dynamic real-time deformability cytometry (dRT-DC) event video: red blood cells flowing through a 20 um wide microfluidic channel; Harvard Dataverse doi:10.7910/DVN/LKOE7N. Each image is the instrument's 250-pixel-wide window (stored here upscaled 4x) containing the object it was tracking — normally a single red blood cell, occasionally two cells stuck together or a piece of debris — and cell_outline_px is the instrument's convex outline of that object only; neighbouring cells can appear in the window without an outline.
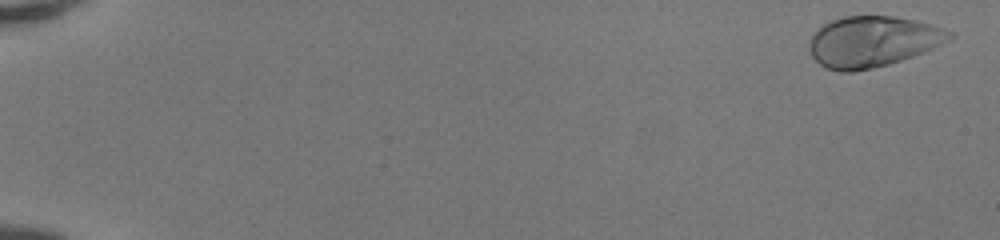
{"species": "human", "species_latin": "Homo sapiens", "temperature_condition": "room temperature", "stored_images_in_passage": 51, "camera_frame_rate_fps": 3000, "um_per_image_px": 0.085, "donor": {"sex": "female"}, "frame": {"image": 1, "passage_image": 2, "time_ms": 0.333, "image_size_px": [1000, 240], "cell_outline_px": [[956, 32], [948, 40], [924, 52], [888, 64], [872, 68], [852, 72], [840, 72], [828, 68], [820, 64], [812, 56], [808, 48], [808, 44], [812, 36], [824, 24], [832, 20], [844, 16], [892, 16], [916, 20]], "centroid_in_image_um": [74.17, 3.53], "position_along_channel_um": 10.8, "area_um2": 41.21}}
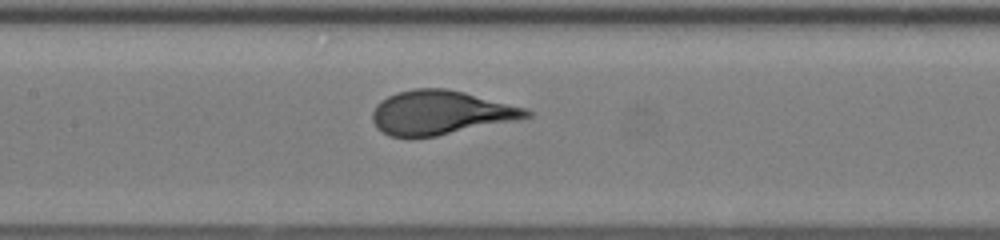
{"frame": {"image": 2, "passage_image": 27, "time_ms": 8.667, "image_size_px": [1000, 240], "cell_outline_px": [[532, 116], [516, 120], [436, 136], [388, 136], [376, 128], [372, 120], [372, 112], [376, 104], [388, 96], [396, 92], [416, 88], [444, 88], [464, 92], [528, 108], [532, 112]], "centroid_in_image_um": [37.44, 9.56], "position_along_channel_um": 170.0, "area_um2": 39.36}}
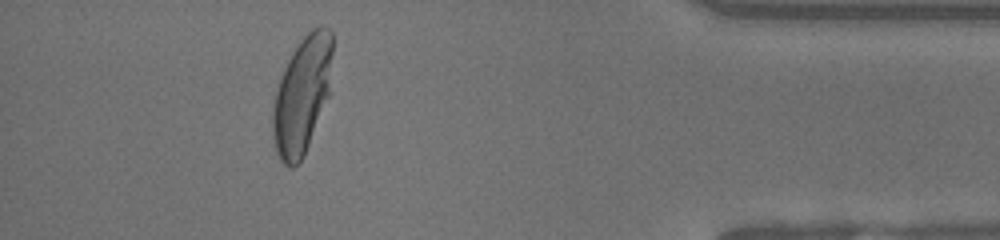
{"frame": {"image": 3, "passage_image": 47, "time_ms": 15.333, "image_size_px": [1000, 240], "cell_outline_px": [[332, 52], [328, 96], [304, 156], [300, 164], [292, 168], [288, 168], [280, 160], [276, 152], [272, 136], [272, 108], [276, 88], [284, 68], [292, 52], [300, 40], [312, 28], [320, 24], [328, 28], [332, 32]], "centroid_in_image_um": [25.65, 8.11], "position_along_channel_um": 409.6, "area_um2": 40.92}, "authors_computed_cell_mechanics": {"area_um2": 39.3618, "velocity_mm_per_s": 4.1525, "shape_relaxation_time_tau1_ms": 3.1078, "shape_relaxation_time_tau2_ms": null, "deformation_change_tau1": 0.2155, "deformation_change_tau2": null}}